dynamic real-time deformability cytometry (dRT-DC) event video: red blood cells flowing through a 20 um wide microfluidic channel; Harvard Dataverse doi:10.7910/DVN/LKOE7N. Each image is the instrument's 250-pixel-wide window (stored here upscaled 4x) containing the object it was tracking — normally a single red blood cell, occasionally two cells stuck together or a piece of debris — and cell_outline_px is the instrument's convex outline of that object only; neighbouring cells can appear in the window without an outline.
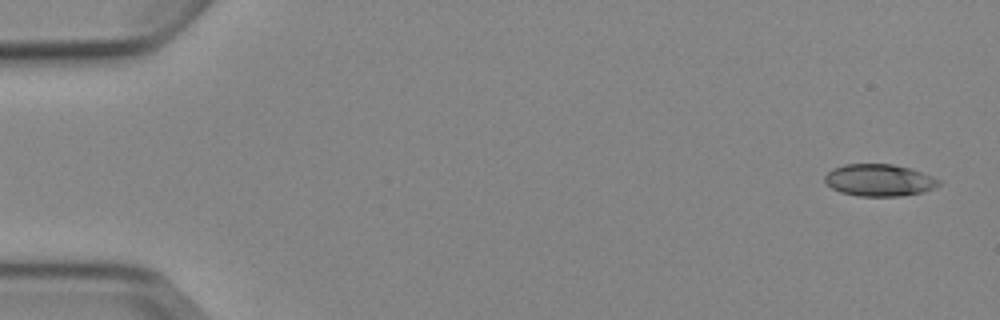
{"species": "Egyptian fruit bat (a non-hibernating species)", "species_latin": "Rousettus aegyptiacus", "temperature_condition": "cold", "stored_images_in_passage": 4, "camera_frame_rate_fps": 3000, "um_per_image_px": 0.085, "animal": {"sex": "female"}, "frame": {"image": 1, "passage_image": 1, "time_ms": 0.0, "image_size_px": [1000, 320], "cell_outline_px": [[940, 184], [924, 192], [900, 196], [856, 196], [840, 192], [824, 184], [824, 176], [832, 168], [844, 164], [892, 164], [912, 168], [932, 176], [940, 180]], "centroid_in_image_um": [74.7, 15.31], "position_along_channel_um": 10.3, "area_um2": 21.5}}
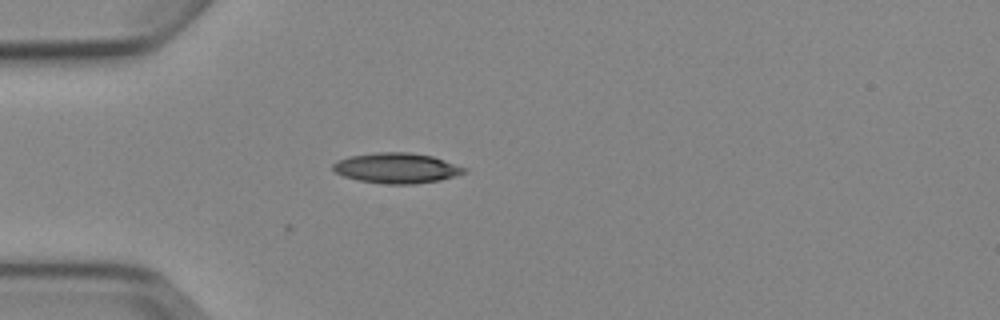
{"frame": {"image": 2, "passage_image": 4, "time_ms": 4.333, "image_size_px": [1000, 320], "cell_outline_px": [[468, 172], [440, 180], [416, 184], [388, 184], [356, 180], [344, 176], [336, 172], [332, 168], [332, 164], [348, 156], [376, 152], [408, 152], [432, 156], [468, 168]], "centroid_in_image_um": [33.73, 14.29], "position_along_channel_um": 51.3, "area_um2": 23.24}}